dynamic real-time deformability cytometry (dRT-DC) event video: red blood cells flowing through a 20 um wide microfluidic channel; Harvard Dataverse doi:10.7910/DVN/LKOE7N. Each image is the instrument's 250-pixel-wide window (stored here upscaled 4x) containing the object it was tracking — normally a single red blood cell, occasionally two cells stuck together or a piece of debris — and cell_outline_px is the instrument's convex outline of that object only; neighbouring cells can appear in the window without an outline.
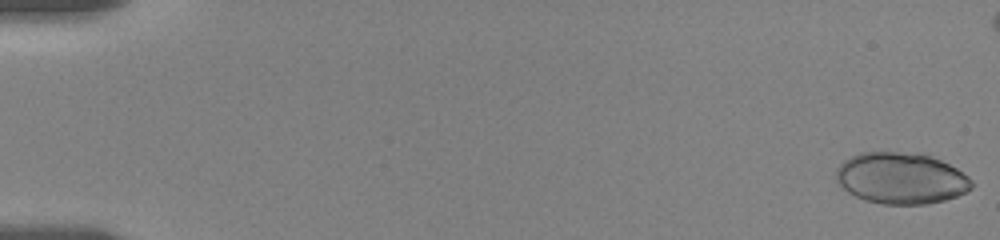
{"species": "human", "species_latin": "Homo sapiens", "temperature_condition": "room temperature", "stored_images_in_passage": 33, "camera_frame_rate_fps": 3000, "um_per_image_px": 0.085, "donor": {"sex": "female"}, "frame": {"image": 1, "passage_image": 1, "time_ms": 0.0, "image_size_px": [1000, 240], "cell_outline_px": [[972, 188], [956, 196], [944, 200], [924, 204], [880, 204], [864, 200], [848, 192], [836, 180], [836, 168], [844, 160], [860, 152], [916, 152], [940, 160], [956, 168], [968, 176], [972, 180]], "centroid_in_image_um": [76.57, 15.15], "position_along_channel_um": 8.4, "area_um2": 40.46}}
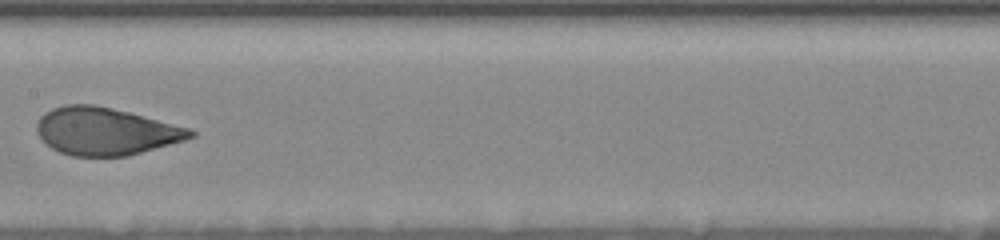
{"frame": {"image": 2, "passage_image": 21, "time_ms": 10.0, "image_size_px": [1000, 240], "cell_outline_px": [[196, 136], [184, 140], [128, 156], [72, 156], [60, 152], [52, 148], [40, 140], [36, 128], [36, 124], [40, 116], [52, 108], [64, 104], [96, 104], [128, 112], [188, 128], [196, 132]], "centroid_in_image_um": [8.92, 11.16], "position_along_channel_um": 198.5, "area_um2": 42.43}}
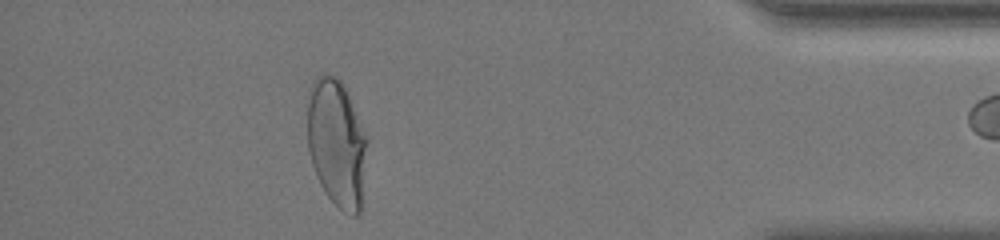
{"frame": {"image": 3, "passage_image": 32, "time_ms": 17.0, "image_size_px": [1000, 240], "cell_outline_px": [[368, 140], [360, 212], [356, 216], [352, 216], [344, 212], [328, 196], [320, 184], [316, 176], [312, 164], [308, 148], [308, 104], [312, 84], [316, 76], [340, 76]], "centroid_in_image_um": [28.63, 12.18], "position_along_channel_um": 406.6, "area_um2": 44.1}, "authors_computed_cell_mechanics": {"area_um2": 40.8646, "velocity_mm_per_s": 3.5309, "shape_relaxation_time_tau1_ms": 4.7661, "shape_relaxation_time_tau2_ms": null, "deformation_change_tau1": 0.2353, "deformation_change_tau2": null}}